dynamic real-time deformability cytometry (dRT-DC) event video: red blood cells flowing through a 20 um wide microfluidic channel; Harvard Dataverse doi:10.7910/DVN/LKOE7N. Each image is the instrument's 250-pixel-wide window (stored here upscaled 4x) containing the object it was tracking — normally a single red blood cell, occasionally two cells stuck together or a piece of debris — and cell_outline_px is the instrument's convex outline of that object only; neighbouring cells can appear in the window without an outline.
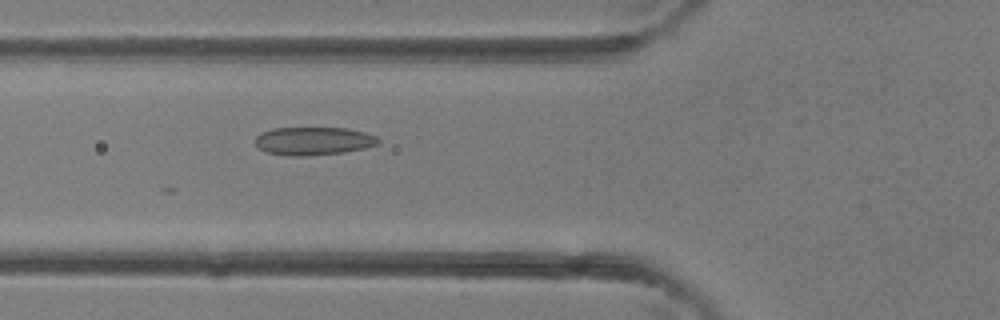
{"species": "common noctule bat (a hibernating species)", "species_latin": "Nyctalus noctula", "temperature_condition": "room temperature", "stored_images_in_passage": 5, "camera_frame_rate_fps": 3000, "um_per_image_px": 0.085, "animal": {"sex": "female"}, "frame": {"image": 1, "passage_image": 5, "time_ms": 1.333, "image_size_px": [1000, 320], "cell_outline_px": [[380, 144], [364, 148], [344, 152], [304, 156], [292, 156], [264, 152], [256, 144], [256, 136], [272, 128], [348, 128], [364, 132], [376, 136], [380, 140]], "centroid_in_image_um": [26.67, 11.98], "position_along_channel_um": 99.1, "area_um2": 20.11}}